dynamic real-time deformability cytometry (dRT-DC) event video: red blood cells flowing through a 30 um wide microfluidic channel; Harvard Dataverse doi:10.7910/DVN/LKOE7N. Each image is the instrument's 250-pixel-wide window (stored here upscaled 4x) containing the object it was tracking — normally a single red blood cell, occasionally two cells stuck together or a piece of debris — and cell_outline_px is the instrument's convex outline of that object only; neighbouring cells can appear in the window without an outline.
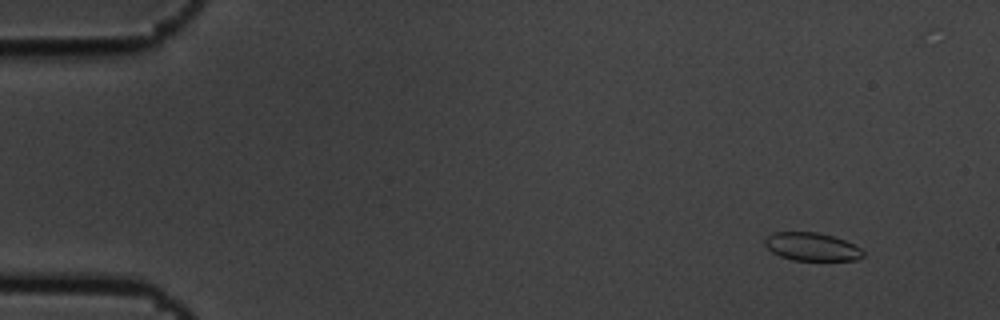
{"species": "common noctule bat (a hibernating species)", "species_latin": "Nyctalus noctula", "temperature_condition": "cold", "stored_images_in_passage": 15, "camera_frame_rate_fps": 3000, "um_per_image_px": 0.085, "animal": {"sex": "male", "body_mass_g": 19.5, "forearm_length_mm": 54.6}, "frame": {"image": 1, "passage_image": 2, "time_ms": 0.333, "image_size_px": [1000, 320], "cell_outline_px": [[864, 256], [856, 260], [792, 260], [780, 256], [772, 252], [764, 244], [764, 240], [768, 236], [776, 232], [816, 232], [832, 236], [844, 240], [860, 248], [864, 252]], "centroid_in_image_um": [69.0, 20.98], "position_along_channel_um": 16.0, "area_um2": 15.95}}
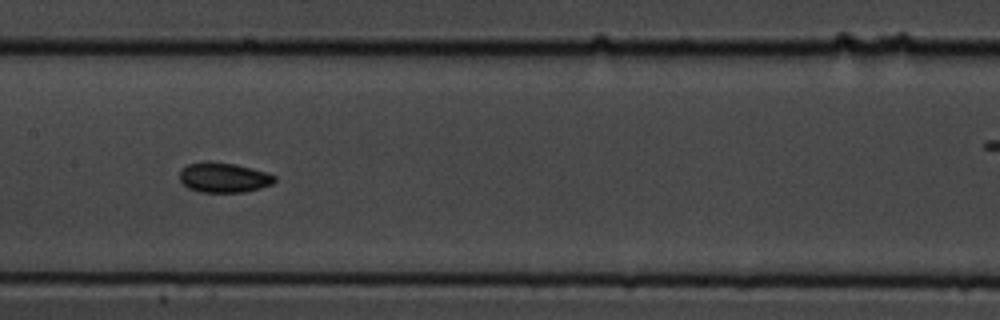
{"frame": {"image": 2, "passage_image": 8, "time_ms": 2.333, "image_size_px": [1000, 320], "cell_outline_px": [[276, 180], [272, 184], [260, 188], [244, 192], [200, 192], [188, 188], [180, 180], [180, 168], [188, 164], [204, 160], [208, 160], [236, 164], [268, 172], [276, 176]], "centroid_in_image_um": [19.01, 15.07], "position_along_channel_um": 188.4, "area_um2": 16.88}}
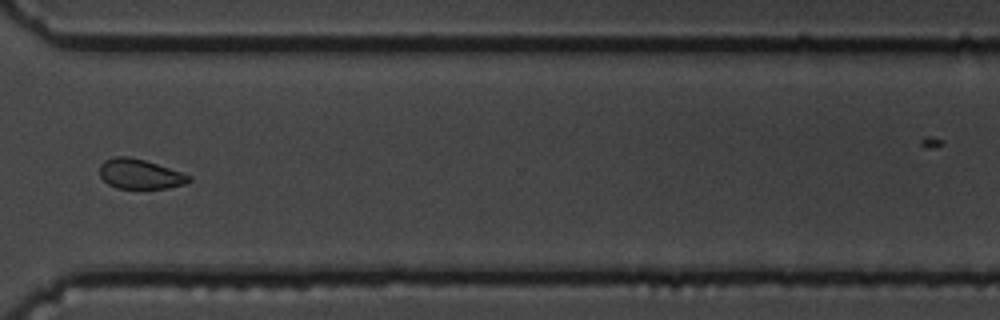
{"frame": {"image": 3, "passage_image": 12, "time_ms": 3.667, "image_size_px": [1000, 320], "cell_outline_px": [[192, 180], [184, 184], [168, 188], [116, 188], [108, 184], [100, 176], [100, 164], [104, 160], [116, 156], [128, 156], [144, 160], [192, 176]], "centroid_in_image_um": [11.88, 14.79], "position_along_channel_um": 358.7, "area_um2": 15.37}}